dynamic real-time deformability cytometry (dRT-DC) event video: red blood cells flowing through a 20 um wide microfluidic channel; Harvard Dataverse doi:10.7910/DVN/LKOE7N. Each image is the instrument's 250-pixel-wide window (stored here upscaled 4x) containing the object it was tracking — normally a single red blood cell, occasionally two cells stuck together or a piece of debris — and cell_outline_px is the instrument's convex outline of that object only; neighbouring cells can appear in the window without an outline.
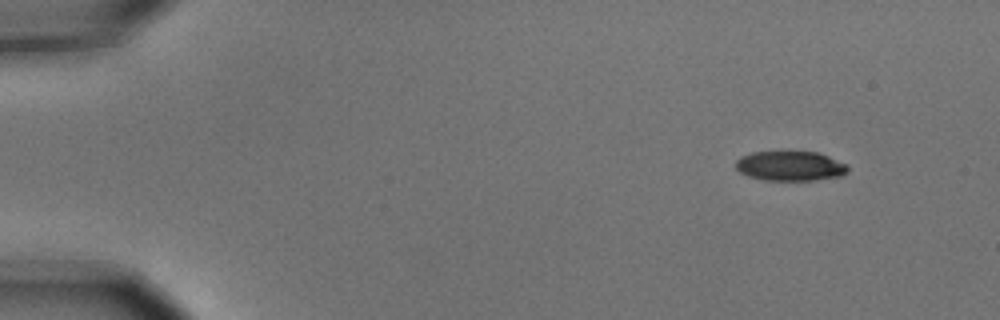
{"species": "common noctule bat (a hibernating species)", "species_latin": "Nyctalus noctula", "temperature_condition": "cold", "stored_images_in_passage": 5, "camera_frame_rate_fps": 3000, "um_per_image_px": 0.085, "animal": {"sex": "male", "body_mass_g": 15.6}, "frame": {"image": 1, "passage_image": 1, "time_ms": 0.0, "image_size_px": [1000, 320], "cell_outline_px": [[848, 172], [840, 176], [816, 180], [764, 180], [748, 176], [740, 172], [736, 168], [736, 160], [740, 156], [752, 152], [816, 152], [828, 156], [848, 164]], "centroid_in_image_um": [67.17, 14.11], "position_along_channel_um": 17.8, "area_um2": 19.42}}
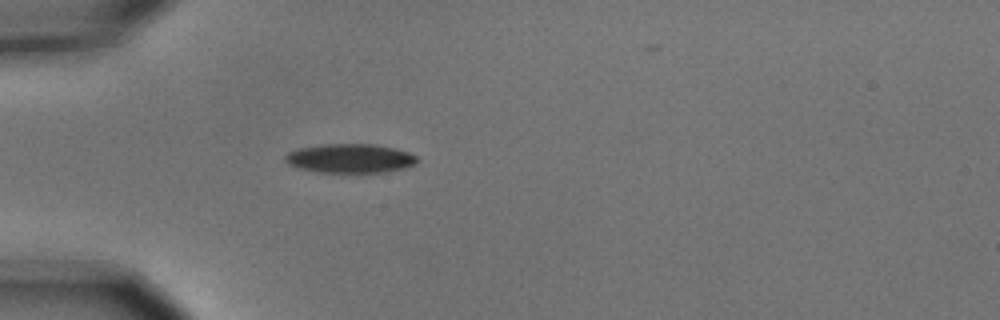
{"frame": {"image": 2, "passage_image": 4, "time_ms": 1.0, "image_size_px": [1000, 320], "cell_outline_px": [[420, 160], [416, 164], [404, 168], [388, 172], [316, 172], [300, 168], [288, 164], [284, 160], [284, 156], [288, 152], [300, 148], [320, 144], [376, 144], [396, 148], [408, 152], [416, 156]], "centroid_in_image_um": [29.78, 13.46], "position_along_channel_um": 55.2, "area_um2": 22.54}}